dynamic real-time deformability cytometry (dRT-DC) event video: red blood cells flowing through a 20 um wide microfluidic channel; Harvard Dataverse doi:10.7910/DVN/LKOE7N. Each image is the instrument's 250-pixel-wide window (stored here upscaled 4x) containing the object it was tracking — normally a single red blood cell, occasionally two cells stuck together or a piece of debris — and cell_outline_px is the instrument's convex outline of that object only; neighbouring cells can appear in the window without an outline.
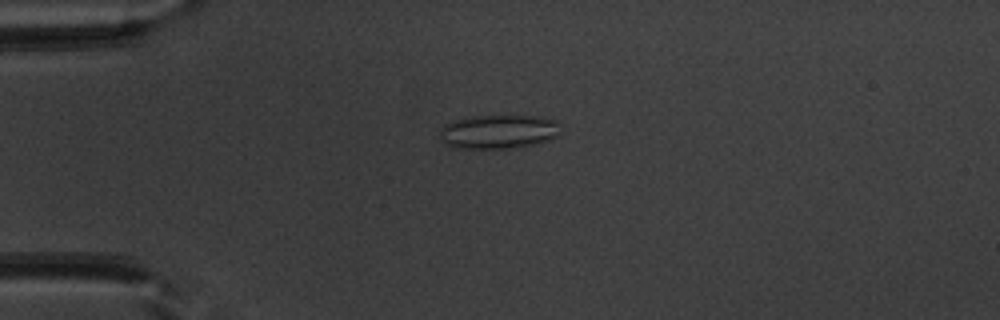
{"species": "common noctule bat (a hibernating species)", "species_latin": "Nyctalus noctula", "temperature_condition": "warm", "stored_images_in_passage": 46, "camera_frame_rate_fps": 3000, "um_per_image_px": 0.085, "animal": {"sex": "male", "body_mass_g": 20.1, "forearm_length_mm": 53.5}, "frame": {"image": 1, "passage_image": 8, "time_ms": 2.333, "image_size_px": [1000, 320], "cell_outline_px": [[556, 136], [552, 140], [540, 144], [520, 148], [452, 148], [444, 144], [440, 136], [440, 128], [444, 124], [452, 120], [472, 116], [536, 116], [556, 120]], "centroid_in_image_um": [42.32, 11.21], "position_along_channel_um": 42.7, "area_um2": 24.16}}
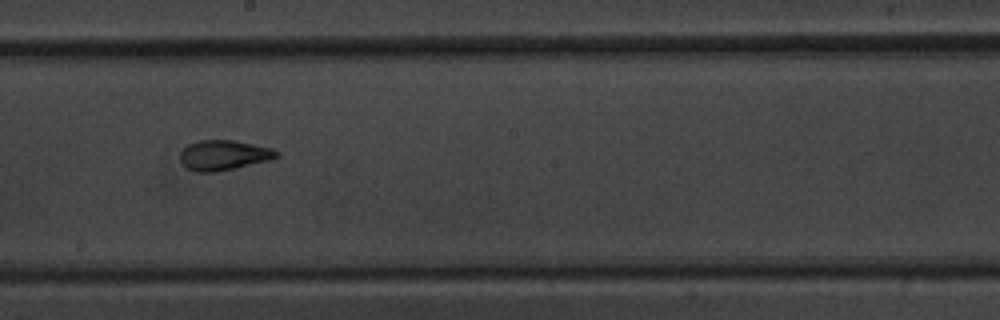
{"frame": {"image": 2, "passage_image": 24, "time_ms": 7.667, "image_size_px": [1000, 320], "cell_outline_px": [[280, 156], [272, 160], [236, 168], [216, 172], [196, 172], [188, 168], [180, 160], [180, 152], [188, 144], [196, 140], [232, 140], [272, 148]], "centroid_in_image_um": [19.02, 13.19], "position_along_channel_um": 229.2, "area_um2": 16.94}}
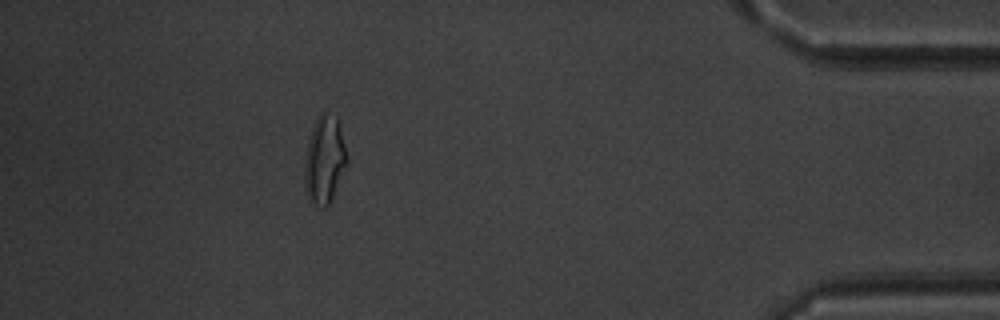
{"frame": {"image": 3, "passage_image": 41, "time_ms": 13.333, "image_size_px": [1000, 320], "cell_outline_px": [[348, 160], [332, 200], [324, 208], [308, 200], [304, 180], [304, 172], [308, 144], [312, 128], [320, 112], [324, 112], [336, 116], [340, 124]], "centroid_in_image_um": [27.6, 13.58], "position_along_channel_um": 407.6, "area_um2": 21.44}, "authors_computed_cell_mechanics": {"area_um2": 18.1492, "velocity_mm_per_s": 3.973, "shape_relaxation_time_tau1_ms": null, "shape_relaxation_time_tau2_ms": 1.5228, "deformation_change_tau1": null, "deformation_change_tau2": 0.0978}}